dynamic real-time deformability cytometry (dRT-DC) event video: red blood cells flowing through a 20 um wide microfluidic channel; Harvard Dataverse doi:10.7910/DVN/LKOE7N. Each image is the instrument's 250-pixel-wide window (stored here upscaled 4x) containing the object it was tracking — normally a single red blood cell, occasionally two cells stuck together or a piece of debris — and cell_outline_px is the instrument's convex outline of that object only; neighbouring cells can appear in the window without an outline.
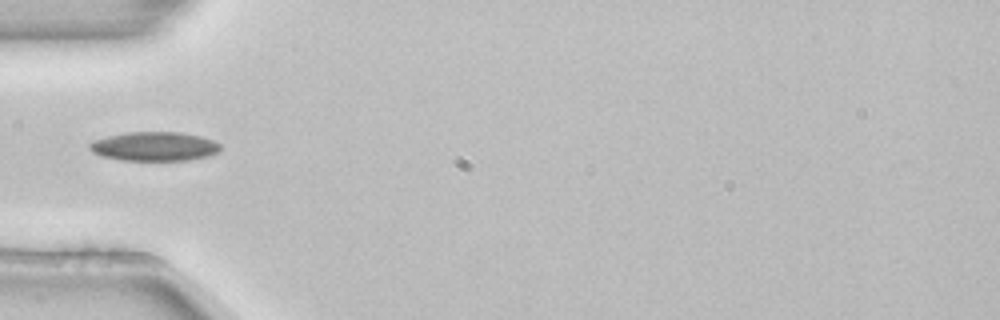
{"species": "common noctule bat (a hibernating species)", "species_latin": "Nyctalus noctula", "temperature_condition": "room temperature", "stored_images_in_passage": 2, "camera_frame_rate_fps": 3000, "um_per_image_px": 0.085, "animal": {"sex": "female", "body_mass_g": 22.7, "forearm_length_mm": 54.2}, "frame": {"image": 1, "passage_image": 2, "time_ms": 0.333, "image_size_px": [1000, 320], "cell_outline_px": [[220, 152], [208, 156], [188, 160], [120, 160], [104, 156], [92, 152], [88, 148], [88, 144], [92, 140], [108, 136], [128, 132], [180, 132], [200, 136], [212, 140], [220, 144]], "centroid_in_image_um": [13.11, 12.44], "position_along_channel_um": 71.9, "area_um2": 22.2}}